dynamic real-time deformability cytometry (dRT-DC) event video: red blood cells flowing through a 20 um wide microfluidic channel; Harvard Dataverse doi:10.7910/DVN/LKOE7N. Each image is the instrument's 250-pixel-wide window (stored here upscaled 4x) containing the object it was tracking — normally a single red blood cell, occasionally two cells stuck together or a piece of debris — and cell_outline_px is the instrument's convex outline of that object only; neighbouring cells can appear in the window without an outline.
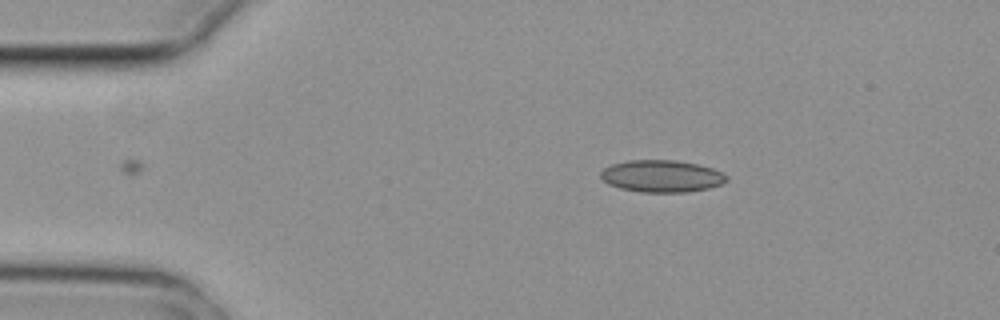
{"species": "common noctule bat (a hibernating species)", "species_latin": "Nyctalus noctula", "temperature_condition": "cold", "stored_images_in_passage": 4, "camera_frame_rate_fps": 3000, "um_per_image_px": 0.085, "animal": {"sex": "female", "body_mass_g": 29.2, "forearm_length_mm": 56.3}, "frame": {"image": 1, "passage_image": 2, "time_ms": 0.333, "image_size_px": [1000, 320], "cell_outline_px": [[728, 180], [720, 184], [708, 188], [688, 192], [640, 192], [620, 188], [608, 184], [600, 176], [600, 172], [604, 168], [612, 164], [628, 160], [676, 160], [696, 164], [712, 168], [728, 176]], "centroid_in_image_um": [56.23, 14.97], "position_along_channel_um": 28.8, "area_um2": 23.47}}